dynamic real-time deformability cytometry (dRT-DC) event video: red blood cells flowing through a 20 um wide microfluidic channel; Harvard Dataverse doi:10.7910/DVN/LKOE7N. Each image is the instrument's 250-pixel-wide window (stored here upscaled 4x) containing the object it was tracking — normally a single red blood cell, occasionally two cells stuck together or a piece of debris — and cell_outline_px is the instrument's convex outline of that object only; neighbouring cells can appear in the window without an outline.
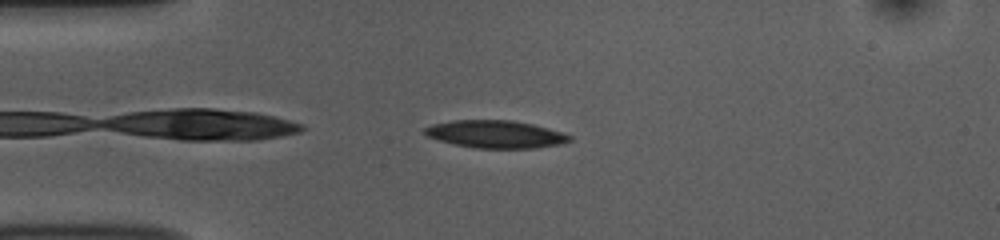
{"species": "common noctule bat (a hibernating species)", "species_latin": "Nyctalus noctula", "temperature_condition": "room temperature", "stored_images_in_passage": 43, "camera_frame_rate_fps": 3000, "um_per_image_px": 0.085, "animal": {"sex": "female", "body_mass_g": 10.0, "forearm_length_mm": 53.1}, "frame": {"image": 1, "passage_image": 3, "time_ms": 0.667, "image_size_px": [1000, 240], "cell_outline_px": [[572, 140], [560, 144], [532, 148], [476, 148], [456, 144], [440, 140], [428, 136], [424, 132], [424, 128], [432, 124], [452, 120], [512, 120], [532, 124], [548, 128], [572, 136]], "centroid_in_image_um": [42.13, 11.4], "position_along_channel_um": 42.9, "area_um2": 23.06}}
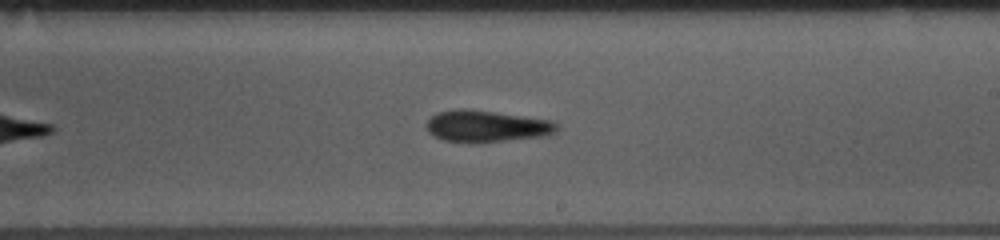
{"frame": {"image": 2, "passage_image": 21, "time_ms": 6.667, "image_size_px": [1000, 240], "cell_outline_px": [[560, 128], [556, 132], [544, 136], [472, 144], [444, 140], [428, 132], [424, 124], [436, 112], [460, 108], [464, 108], [496, 112], [552, 120]], "centroid_in_image_um": [41.33, 10.73], "position_along_channel_um": 247.7, "area_um2": 24.39}}
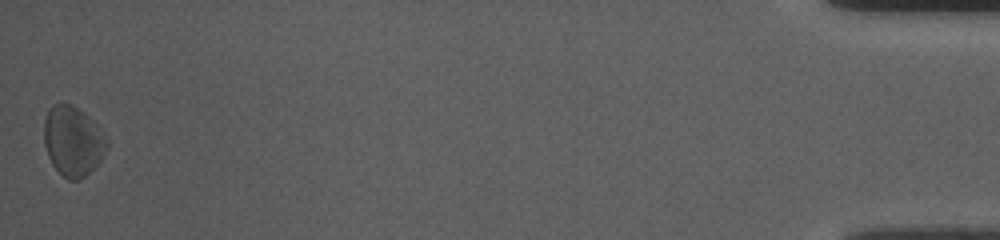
{"frame": {"image": 3, "passage_image": 43, "time_ms": 14.0, "image_size_px": [1000, 240], "cell_outline_px": [[108, 148], [100, 160], [80, 180], [68, 180], [52, 164], [48, 156], [44, 144], [44, 120], [48, 108], [52, 104], [72, 104], [84, 112], [96, 124], [108, 140]], "centroid_in_image_um": [6.18, 11.97], "position_along_channel_um": 429.0, "area_um2": 25.49}, "authors_computed_cell_mechanics": {"area_um2": 23.698, "velocity_mm_per_s": 3.7408, "shape_relaxation_time_tau1_ms": 1.9942, "shape_relaxation_time_tau2_ms": 11.3507, "deformation_change_tau1": 0.0766, "deformation_change_tau2": 0.2683}}